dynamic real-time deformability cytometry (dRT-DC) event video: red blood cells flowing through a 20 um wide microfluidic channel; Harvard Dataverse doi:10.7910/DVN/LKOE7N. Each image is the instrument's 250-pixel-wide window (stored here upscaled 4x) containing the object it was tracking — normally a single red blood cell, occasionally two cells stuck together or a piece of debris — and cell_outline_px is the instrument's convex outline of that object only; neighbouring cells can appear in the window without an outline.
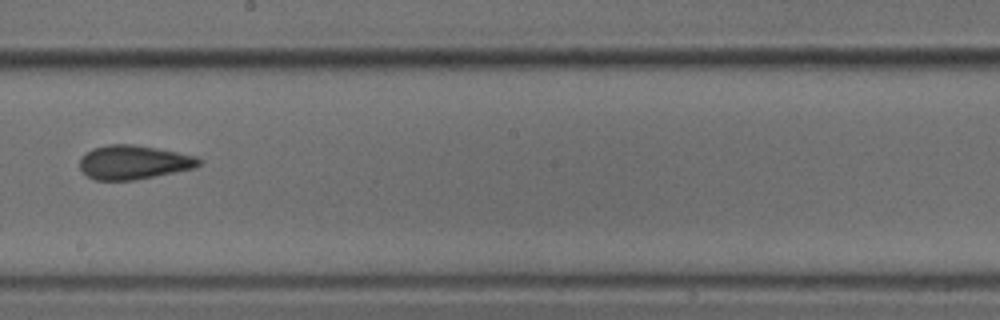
{"species": "common noctule bat (a hibernating species)", "species_latin": "Nyctalus noctula", "temperature_condition": "cold", "stored_images_in_passage": 9, "camera_frame_rate_fps": 3000, "um_per_image_px": 0.085, "animal": {"sex": "male", "body_mass_g": 18.8}, "frame": {"image": 1, "passage_image": 9, "time_ms": 2.667, "image_size_px": [1000, 320], "cell_outline_px": [[204, 160], [196, 168], [136, 180], [96, 180], [88, 176], [80, 168], [80, 156], [92, 148], [108, 144], [132, 144], [156, 148], [196, 156]], "centroid_in_image_um": [11.37, 13.79], "position_along_channel_um": 236.8, "area_um2": 23.76}}